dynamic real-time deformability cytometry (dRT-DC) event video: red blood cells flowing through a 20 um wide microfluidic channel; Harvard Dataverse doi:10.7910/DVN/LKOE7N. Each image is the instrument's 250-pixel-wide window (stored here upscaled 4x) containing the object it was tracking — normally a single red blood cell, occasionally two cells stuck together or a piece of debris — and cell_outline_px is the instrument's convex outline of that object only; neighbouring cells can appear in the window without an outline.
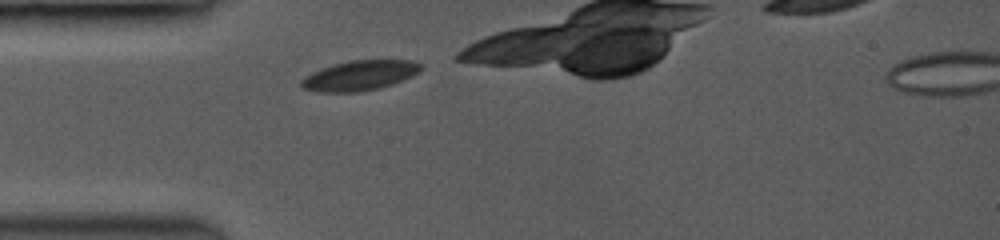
{"species": "common noctule bat (a hibernating species)", "species_latin": "Nyctalus noctula", "temperature_condition": "room temperature", "stored_images_in_passage": 12, "camera_frame_rate_fps": 3500, "um_per_image_px": 0.085, "animal": {"sex": "female", "body_mass_g": 19.0, "forearm_length_mm": 53.3}, "frame": {"image": 1, "passage_image": 1, "time_ms": 0.0, "image_size_px": [1000, 240], "cell_outline_px": [[420, 68], [416, 72], [400, 80], [376, 88], [356, 92], [320, 92], [304, 88], [300, 84], [300, 80], [312, 72], [332, 64], [352, 60], [408, 60], [420, 64]], "centroid_in_image_um": [30.47, 6.41], "position_along_channel_um": 54.5, "area_um2": 20.17}}
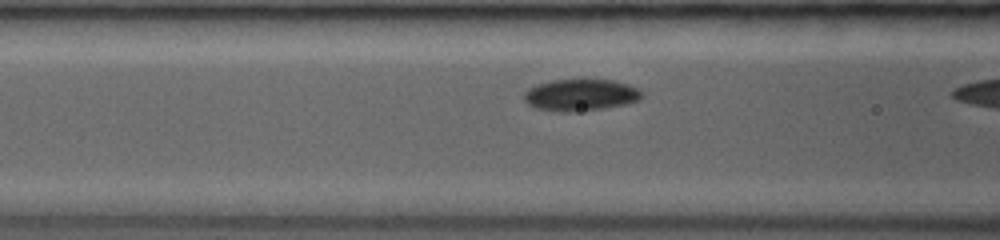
{"frame": {"image": 2, "passage_image": 7, "time_ms": 1.714, "image_size_px": [1000, 240], "cell_outline_px": [[640, 96], [636, 100], [620, 104], [600, 108], [540, 108], [528, 104], [524, 100], [524, 96], [536, 84], [552, 80], [612, 80], [628, 84], [636, 88], [640, 92]], "centroid_in_image_um": [49.35, 8.0], "position_along_channel_um": 117.2, "area_um2": 19.88}}